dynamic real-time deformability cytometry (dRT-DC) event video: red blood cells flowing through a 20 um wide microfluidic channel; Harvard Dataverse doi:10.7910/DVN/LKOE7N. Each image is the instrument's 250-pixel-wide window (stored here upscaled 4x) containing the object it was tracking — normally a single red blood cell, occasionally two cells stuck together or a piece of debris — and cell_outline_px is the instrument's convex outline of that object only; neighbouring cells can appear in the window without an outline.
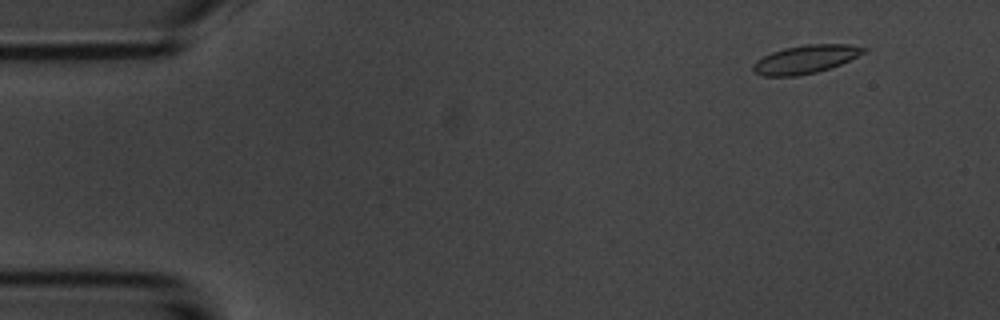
{"species": "common noctule bat (a hibernating species)", "species_latin": "Nyctalus noctula", "temperature_condition": "room temperature", "stored_images_in_passage": 5, "camera_frame_rate_fps": 3000, "um_per_image_px": 0.085, "animal": {"sex": "male", "body_mass_g": 20.1, "forearm_length_mm": 53.5}, "frame": {"image": 1, "passage_image": 2, "time_ms": 1.0, "image_size_px": [1000, 320], "cell_outline_px": [[868, 48], [864, 52], [840, 64], [816, 72], [796, 76], [764, 76], [752, 72], [752, 64], [756, 60], [772, 52], [784, 48], [804, 44], [848, 44]], "centroid_in_image_um": [68.41, 5.04], "position_along_channel_um": 16.6, "area_um2": 18.09}}
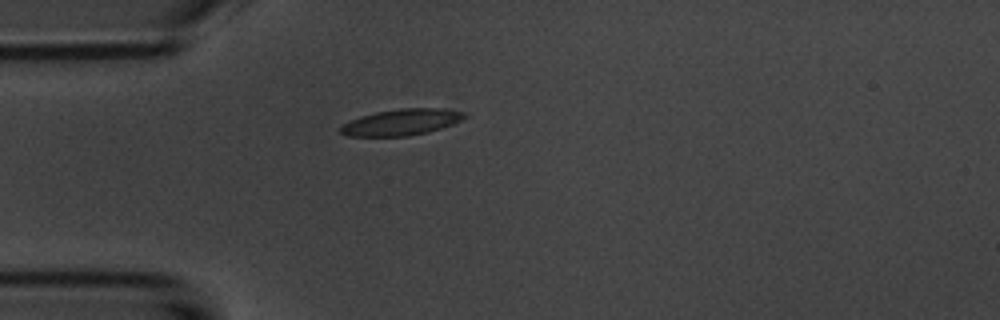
{"frame": {"image": 2, "passage_image": 5, "time_ms": 4.333, "image_size_px": [1000, 320], "cell_outline_px": [[468, 116], [452, 124], [428, 132], [408, 136], [348, 136], [340, 132], [340, 128], [344, 124], [360, 116], [376, 112], [400, 108], [444, 108], [464, 112]], "centroid_in_image_um": [34.14, 10.38], "position_along_channel_um": 50.9, "area_um2": 18.84}}